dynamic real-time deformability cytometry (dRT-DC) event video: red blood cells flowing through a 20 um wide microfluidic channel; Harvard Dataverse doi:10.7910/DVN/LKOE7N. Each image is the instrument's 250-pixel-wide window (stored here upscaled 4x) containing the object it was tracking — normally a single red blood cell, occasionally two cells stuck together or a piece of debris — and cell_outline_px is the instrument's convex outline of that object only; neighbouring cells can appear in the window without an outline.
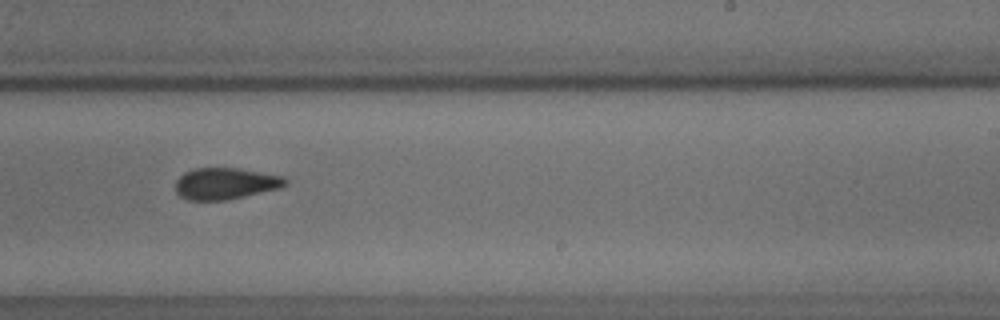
{"species": "common noctule bat (a hibernating species)", "species_latin": "Nyctalus noctula", "temperature_condition": "cold", "stored_images_in_passage": 31, "camera_frame_rate_fps": 3000, "um_per_image_px": 0.085, "animal": {"sex": "male", "body_mass_g": 18.8}, "frame": {"image": 1, "passage_image": 21, "time_ms": 6.667, "image_size_px": [1000, 320], "cell_outline_px": [[288, 184], [280, 188], [228, 200], [188, 200], [180, 196], [176, 192], [176, 180], [184, 172], [192, 168], [240, 168], [284, 176], [288, 180]], "centroid_in_image_um": [19.18, 15.59], "position_along_channel_um": 269.8, "area_um2": 20.4}, "authors_computed_cell_mechanics": {"area_um2": 21.097, "velocity_mm_per_s": 3.7083, "shape_relaxation_time_tau1_ms": 5.7522, "shape_relaxation_time_tau2_ms": 3.0971, "deformation_change_tau1": 0.1268, "deformation_change_tau2": 0.0884}}